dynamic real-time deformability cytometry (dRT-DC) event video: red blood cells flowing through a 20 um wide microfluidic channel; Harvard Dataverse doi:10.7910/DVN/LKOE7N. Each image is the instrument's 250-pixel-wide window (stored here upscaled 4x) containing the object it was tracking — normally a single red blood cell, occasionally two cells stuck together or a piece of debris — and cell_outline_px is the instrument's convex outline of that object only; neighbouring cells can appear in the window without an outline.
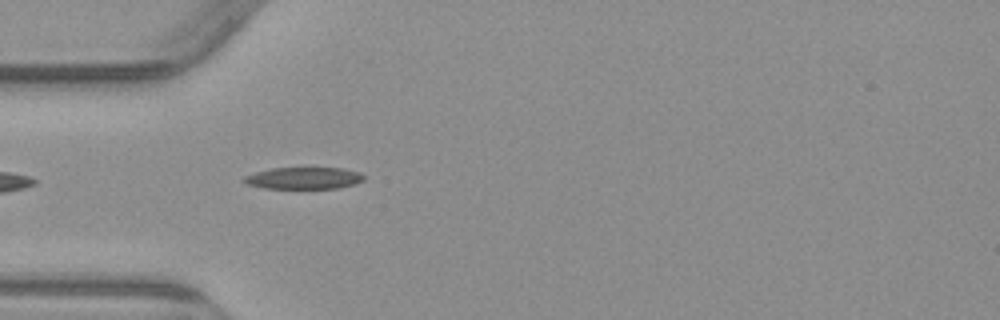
{"species": "common noctule bat (a hibernating species)", "species_latin": "Nyctalus noctula", "temperature_condition": "warm", "stored_images_in_passage": 5, "camera_frame_rate_fps": 3000, "um_per_image_px": 0.085, "animal": {"sex": "male", "body_mass_g": 23.1, "forearm_length_mm": 52.7}, "frame": {"image": 1, "passage_image": 5, "time_ms": 4.667, "image_size_px": [1000, 320], "cell_outline_px": [[364, 180], [352, 184], [336, 188], [264, 188], [248, 184], [240, 180], [244, 176], [256, 172], [272, 168], [340, 168], [360, 172], [364, 176]], "centroid_in_image_um": [25.79, 15.13], "position_along_channel_um": 59.2, "area_um2": 15.09}}